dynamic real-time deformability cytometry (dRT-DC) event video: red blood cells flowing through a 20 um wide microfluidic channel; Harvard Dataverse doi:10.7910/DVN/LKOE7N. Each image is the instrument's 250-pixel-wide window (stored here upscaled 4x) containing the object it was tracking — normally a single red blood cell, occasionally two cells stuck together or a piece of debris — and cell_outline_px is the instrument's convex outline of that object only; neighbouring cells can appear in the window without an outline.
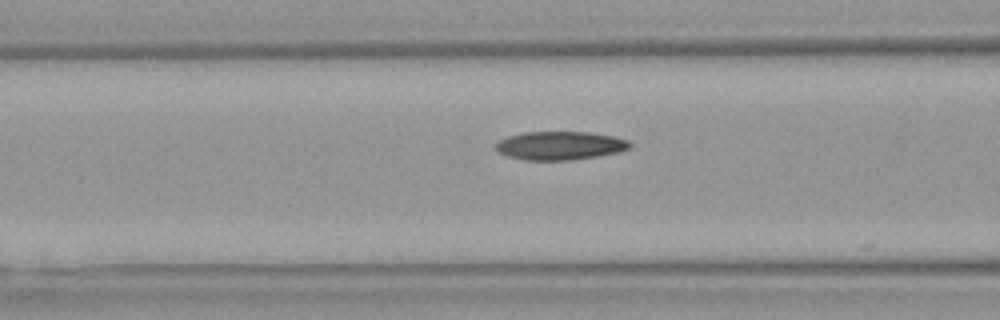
{"species": "Egyptian fruit bat (a non-hibernating species)", "species_latin": "Rousettus aegyptiacus", "temperature_condition": "warm", "stored_images_in_passage": 18, "camera_frame_rate_fps": 3000, "um_per_image_px": 0.085, "animal": {"sex": "female"}, "frame": {"image": 1, "passage_image": 16, "time_ms": 5.0, "image_size_px": [1000, 320], "cell_outline_px": [[632, 148], [620, 152], [572, 160], [524, 160], [504, 156], [496, 152], [492, 148], [500, 140], [508, 136], [524, 132], [588, 132], [612, 136], [628, 140], [632, 144]], "centroid_in_image_um": [47.56, 12.38], "position_along_channel_um": 119.0, "area_um2": 22.54}}